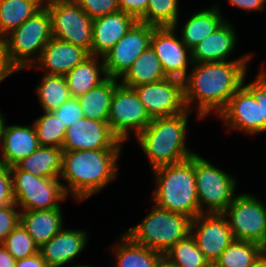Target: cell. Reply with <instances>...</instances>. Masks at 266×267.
Returning a JSON list of instances; mask_svg holds the SVG:
<instances>
[{
  "mask_svg": "<svg viewBox=\"0 0 266 267\" xmlns=\"http://www.w3.org/2000/svg\"><path fill=\"white\" fill-rule=\"evenodd\" d=\"M252 55L247 54L231 61L193 63L192 71L184 80L186 108L192 112L197 103L196 115L199 119L206 118L212 112L219 115L231 96L244 84Z\"/></svg>",
  "mask_w": 266,
  "mask_h": 267,
  "instance_id": "6da1fadb",
  "label": "cell"
},
{
  "mask_svg": "<svg viewBox=\"0 0 266 267\" xmlns=\"http://www.w3.org/2000/svg\"><path fill=\"white\" fill-rule=\"evenodd\" d=\"M122 149L76 150L62 153V183L65 193L81 202L116 180Z\"/></svg>",
  "mask_w": 266,
  "mask_h": 267,
  "instance_id": "7a4b0ae2",
  "label": "cell"
},
{
  "mask_svg": "<svg viewBox=\"0 0 266 267\" xmlns=\"http://www.w3.org/2000/svg\"><path fill=\"white\" fill-rule=\"evenodd\" d=\"M188 109L178 115L153 118L152 122L136 137L141 150L148 157L151 169L179 163L196 152L186 143Z\"/></svg>",
  "mask_w": 266,
  "mask_h": 267,
  "instance_id": "3957f363",
  "label": "cell"
},
{
  "mask_svg": "<svg viewBox=\"0 0 266 267\" xmlns=\"http://www.w3.org/2000/svg\"><path fill=\"white\" fill-rule=\"evenodd\" d=\"M155 176L151 198L157 207L186 215L192 220L201 214L195 179V154L179 163L152 170Z\"/></svg>",
  "mask_w": 266,
  "mask_h": 267,
  "instance_id": "277c9868",
  "label": "cell"
},
{
  "mask_svg": "<svg viewBox=\"0 0 266 267\" xmlns=\"http://www.w3.org/2000/svg\"><path fill=\"white\" fill-rule=\"evenodd\" d=\"M191 224L190 217L153 204L150 213L142 222L124 233L134 242L164 255L178 241L191 234Z\"/></svg>",
  "mask_w": 266,
  "mask_h": 267,
  "instance_id": "5b68a950",
  "label": "cell"
},
{
  "mask_svg": "<svg viewBox=\"0 0 266 267\" xmlns=\"http://www.w3.org/2000/svg\"><path fill=\"white\" fill-rule=\"evenodd\" d=\"M52 37L51 16L44 5L2 41L10 64L18 72L33 66Z\"/></svg>",
  "mask_w": 266,
  "mask_h": 267,
  "instance_id": "8992f818",
  "label": "cell"
},
{
  "mask_svg": "<svg viewBox=\"0 0 266 267\" xmlns=\"http://www.w3.org/2000/svg\"><path fill=\"white\" fill-rule=\"evenodd\" d=\"M15 204L20 211L61 208L68 198L60 178H43L10 167ZM21 208V209H20Z\"/></svg>",
  "mask_w": 266,
  "mask_h": 267,
  "instance_id": "52a82bcc",
  "label": "cell"
},
{
  "mask_svg": "<svg viewBox=\"0 0 266 267\" xmlns=\"http://www.w3.org/2000/svg\"><path fill=\"white\" fill-rule=\"evenodd\" d=\"M195 179L201 213H223L234 200L236 178L215 167L197 153Z\"/></svg>",
  "mask_w": 266,
  "mask_h": 267,
  "instance_id": "ba28073f",
  "label": "cell"
},
{
  "mask_svg": "<svg viewBox=\"0 0 266 267\" xmlns=\"http://www.w3.org/2000/svg\"><path fill=\"white\" fill-rule=\"evenodd\" d=\"M52 36L85 49L91 55L93 19L73 0H45Z\"/></svg>",
  "mask_w": 266,
  "mask_h": 267,
  "instance_id": "9c48e42d",
  "label": "cell"
},
{
  "mask_svg": "<svg viewBox=\"0 0 266 267\" xmlns=\"http://www.w3.org/2000/svg\"><path fill=\"white\" fill-rule=\"evenodd\" d=\"M236 240L252 241L266 248V205L249 193L237 194L223 212Z\"/></svg>",
  "mask_w": 266,
  "mask_h": 267,
  "instance_id": "30bf717a",
  "label": "cell"
},
{
  "mask_svg": "<svg viewBox=\"0 0 266 267\" xmlns=\"http://www.w3.org/2000/svg\"><path fill=\"white\" fill-rule=\"evenodd\" d=\"M151 122L152 118L136 91L119 83L115 87L108 114V124L112 132L125 142L131 133L137 136Z\"/></svg>",
  "mask_w": 266,
  "mask_h": 267,
  "instance_id": "8fae6325",
  "label": "cell"
},
{
  "mask_svg": "<svg viewBox=\"0 0 266 267\" xmlns=\"http://www.w3.org/2000/svg\"><path fill=\"white\" fill-rule=\"evenodd\" d=\"M228 130L256 135L264 133V119H261V102L255 96V78L245 83L231 96L226 108L218 115Z\"/></svg>",
  "mask_w": 266,
  "mask_h": 267,
  "instance_id": "7c38bea8",
  "label": "cell"
},
{
  "mask_svg": "<svg viewBox=\"0 0 266 267\" xmlns=\"http://www.w3.org/2000/svg\"><path fill=\"white\" fill-rule=\"evenodd\" d=\"M155 26L137 21L130 30L103 56L108 77L121 79L134 61L150 46Z\"/></svg>",
  "mask_w": 266,
  "mask_h": 267,
  "instance_id": "4fadbf2b",
  "label": "cell"
},
{
  "mask_svg": "<svg viewBox=\"0 0 266 267\" xmlns=\"http://www.w3.org/2000/svg\"><path fill=\"white\" fill-rule=\"evenodd\" d=\"M133 89L152 119L175 116L187 110L182 80L166 78Z\"/></svg>",
  "mask_w": 266,
  "mask_h": 267,
  "instance_id": "5bb4252c",
  "label": "cell"
},
{
  "mask_svg": "<svg viewBox=\"0 0 266 267\" xmlns=\"http://www.w3.org/2000/svg\"><path fill=\"white\" fill-rule=\"evenodd\" d=\"M177 30L178 28L173 27H155L150 45L160 60L166 76L184 81L193 63L191 50L177 37Z\"/></svg>",
  "mask_w": 266,
  "mask_h": 267,
  "instance_id": "9a60e30c",
  "label": "cell"
},
{
  "mask_svg": "<svg viewBox=\"0 0 266 267\" xmlns=\"http://www.w3.org/2000/svg\"><path fill=\"white\" fill-rule=\"evenodd\" d=\"M191 236L213 266L234 237L223 213H201L192 220Z\"/></svg>",
  "mask_w": 266,
  "mask_h": 267,
  "instance_id": "2e32d148",
  "label": "cell"
},
{
  "mask_svg": "<svg viewBox=\"0 0 266 267\" xmlns=\"http://www.w3.org/2000/svg\"><path fill=\"white\" fill-rule=\"evenodd\" d=\"M123 144L112 132L108 122L84 117L67 128L62 150L122 149Z\"/></svg>",
  "mask_w": 266,
  "mask_h": 267,
  "instance_id": "e0dca14e",
  "label": "cell"
},
{
  "mask_svg": "<svg viewBox=\"0 0 266 267\" xmlns=\"http://www.w3.org/2000/svg\"><path fill=\"white\" fill-rule=\"evenodd\" d=\"M90 54L83 48L52 37L40 57L27 69H42L48 75H66Z\"/></svg>",
  "mask_w": 266,
  "mask_h": 267,
  "instance_id": "ac0fdd59",
  "label": "cell"
},
{
  "mask_svg": "<svg viewBox=\"0 0 266 267\" xmlns=\"http://www.w3.org/2000/svg\"><path fill=\"white\" fill-rule=\"evenodd\" d=\"M86 230L62 228L47 243L39 248V253L48 267H61L74 262L88 242Z\"/></svg>",
  "mask_w": 266,
  "mask_h": 267,
  "instance_id": "d6986e66",
  "label": "cell"
},
{
  "mask_svg": "<svg viewBox=\"0 0 266 267\" xmlns=\"http://www.w3.org/2000/svg\"><path fill=\"white\" fill-rule=\"evenodd\" d=\"M137 21L121 10L93 19L91 55L103 57Z\"/></svg>",
  "mask_w": 266,
  "mask_h": 267,
  "instance_id": "ffe728a7",
  "label": "cell"
},
{
  "mask_svg": "<svg viewBox=\"0 0 266 267\" xmlns=\"http://www.w3.org/2000/svg\"><path fill=\"white\" fill-rule=\"evenodd\" d=\"M232 23L226 20L216 31L191 49L192 63L230 61L237 46V34Z\"/></svg>",
  "mask_w": 266,
  "mask_h": 267,
  "instance_id": "44dd1931",
  "label": "cell"
},
{
  "mask_svg": "<svg viewBox=\"0 0 266 267\" xmlns=\"http://www.w3.org/2000/svg\"><path fill=\"white\" fill-rule=\"evenodd\" d=\"M0 160L7 166H16L40 147L34 125H7L1 141Z\"/></svg>",
  "mask_w": 266,
  "mask_h": 267,
  "instance_id": "7402d4cb",
  "label": "cell"
},
{
  "mask_svg": "<svg viewBox=\"0 0 266 267\" xmlns=\"http://www.w3.org/2000/svg\"><path fill=\"white\" fill-rule=\"evenodd\" d=\"M61 211V208L20 211V224L39 248L64 227Z\"/></svg>",
  "mask_w": 266,
  "mask_h": 267,
  "instance_id": "603a6c76",
  "label": "cell"
},
{
  "mask_svg": "<svg viewBox=\"0 0 266 267\" xmlns=\"http://www.w3.org/2000/svg\"><path fill=\"white\" fill-rule=\"evenodd\" d=\"M227 19L222 16L219 6L216 4L207 9L198 10L184 22L180 39L191 50L205 37L214 33Z\"/></svg>",
  "mask_w": 266,
  "mask_h": 267,
  "instance_id": "cb8c5ba5",
  "label": "cell"
},
{
  "mask_svg": "<svg viewBox=\"0 0 266 267\" xmlns=\"http://www.w3.org/2000/svg\"><path fill=\"white\" fill-rule=\"evenodd\" d=\"M65 78L71 97L85 94L107 78L103 57L90 55L69 71Z\"/></svg>",
  "mask_w": 266,
  "mask_h": 267,
  "instance_id": "d4e9b609",
  "label": "cell"
},
{
  "mask_svg": "<svg viewBox=\"0 0 266 267\" xmlns=\"http://www.w3.org/2000/svg\"><path fill=\"white\" fill-rule=\"evenodd\" d=\"M119 83V79L107 76L102 83L77 97L85 118L108 122L111 99Z\"/></svg>",
  "mask_w": 266,
  "mask_h": 267,
  "instance_id": "484cf974",
  "label": "cell"
},
{
  "mask_svg": "<svg viewBox=\"0 0 266 267\" xmlns=\"http://www.w3.org/2000/svg\"><path fill=\"white\" fill-rule=\"evenodd\" d=\"M166 78L168 77L162 68L161 62L150 45L134 61L131 68L120 79V83L126 87L134 88Z\"/></svg>",
  "mask_w": 266,
  "mask_h": 267,
  "instance_id": "4316f807",
  "label": "cell"
},
{
  "mask_svg": "<svg viewBox=\"0 0 266 267\" xmlns=\"http://www.w3.org/2000/svg\"><path fill=\"white\" fill-rule=\"evenodd\" d=\"M62 148L40 146L16 166L43 178H60L62 171Z\"/></svg>",
  "mask_w": 266,
  "mask_h": 267,
  "instance_id": "83f0119b",
  "label": "cell"
},
{
  "mask_svg": "<svg viewBox=\"0 0 266 267\" xmlns=\"http://www.w3.org/2000/svg\"><path fill=\"white\" fill-rule=\"evenodd\" d=\"M120 244H113L115 267H156L161 253L134 242L127 234L119 236Z\"/></svg>",
  "mask_w": 266,
  "mask_h": 267,
  "instance_id": "f1b7e54d",
  "label": "cell"
},
{
  "mask_svg": "<svg viewBox=\"0 0 266 267\" xmlns=\"http://www.w3.org/2000/svg\"><path fill=\"white\" fill-rule=\"evenodd\" d=\"M45 0H0V40L39 11Z\"/></svg>",
  "mask_w": 266,
  "mask_h": 267,
  "instance_id": "f546056e",
  "label": "cell"
},
{
  "mask_svg": "<svg viewBox=\"0 0 266 267\" xmlns=\"http://www.w3.org/2000/svg\"><path fill=\"white\" fill-rule=\"evenodd\" d=\"M36 87L35 93L38 96L43 112H54L71 97L64 75H48L44 73Z\"/></svg>",
  "mask_w": 266,
  "mask_h": 267,
  "instance_id": "4dcf8cb0",
  "label": "cell"
},
{
  "mask_svg": "<svg viewBox=\"0 0 266 267\" xmlns=\"http://www.w3.org/2000/svg\"><path fill=\"white\" fill-rule=\"evenodd\" d=\"M265 250L258 243L234 239L212 267H250Z\"/></svg>",
  "mask_w": 266,
  "mask_h": 267,
  "instance_id": "1f68e13d",
  "label": "cell"
},
{
  "mask_svg": "<svg viewBox=\"0 0 266 267\" xmlns=\"http://www.w3.org/2000/svg\"><path fill=\"white\" fill-rule=\"evenodd\" d=\"M179 0H149L146 12L138 21L155 27L177 28Z\"/></svg>",
  "mask_w": 266,
  "mask_h": 267,
  "instance_id": "d6a6232c",
  "label": "cell"
},
{
  "mask_svg": "<svg viewBox=\"0 0 266 267\" xmlns=\"http://www.w3.org/2000/svg\"><path fill=\"white\" fill-rule=\"evenodd\" d=\"M164 256L179 267H212L191 234L173 245Z\"/></svg>",
  "mask_w": 266,
  "mask_h": 267,
  "instance_id": "836d02e7",
  "label": "cell"
},
{
  "mask_svg": "<svg viewBox=\"0 0 266 267\" xmlns=\"http://www.w3.org/2000/svg\"><path fill=\"white\" fill-rule=\"evenodd\" d=\"M32 123L40 146L62 148L67 128L54 112H44Z\"/></svg>",
  "mask_w": 266,
  "mask_h": 267,
  "instance_id": "e575fe53",
  "label": "cell"
},
{
  "mask_svg": "<svg viewBox=\"0 0 266 267\" xmlns=\"http://www.w3.org/2000/svg\"><path fill=\"white\" fill-rule=\"evenodd\" d=\"M1 244L16 260L39 253V247L20 223L5 237Z\"/></svg>",
  "mask_w": 266,
  "mask_h": 267,
  "instance_id": "d590c367",
  "label": "cell"
},
{
  "mask_svg": "<svg viewBox=\"0 0 266 267\" xmlns=\"http://www.w3.org/2000/svg\"><path fill=\"white\" fill-rule=\"evenodd\" d=\"M92 19L119 11L118 0H73Z\"/></svg>",
  "mask_w": 266,
  "mask_h": 267,
  "instance_id": "8d00e7d4",
  "label": "cell"
},
{
  "mask_svg": "<svg viewBox=\"0 0 266 267\" xmlns=\"http://www.w3.org/2000/svg\"><path fill=\"white\" fill-rule=\"evenodd\" d=\"M54 113L59 117L62 124H65L66 128L85 117L77 97H70Z\"/></svg>",
  "mask_w": 266,
  "mask_h": 267,
  "instance_id": "74e56055",
  "label": "cell"
},
{
  "mask_svg": "<svg viewBox=\"0 0 266 267\" xmlns=\"http://www.w3.org/2000/svg\"><path fill=\"white\" fill-rule=\"evenodd\" d=\"M18 206H0V243L20 223V210Z\"/></svg>",
  "mask_w": 266,
  "mask_h": 267,
  "instance_id": "f35d334b",
  "label": "cell"
},
{
  "mask_svg": "<svg viewBox=\"0 0 266 267\" xmlns=\"http://www.w3.org/2000/svg\"><path fill=\"white\" fill-rule=\"evenodd\" d=\"M10 167L0 160V206L14 205Z\"/></svg>",
  "mask_w": 266,
  "mask_h": 267,
  "instance_id": "ab89813d",
  "label": "cell"
},
{
  "mask_svg": "<svg viewBox=\"0 0 266 267\" xmlns=\"http://www.w3.org/2000/svg\"><path fill=\"white\" fill-rule=\"evenodd\" d=\"M261 69L255 78V96L261 102V119H264V132H266V71Z\"/></svg>",
  "mask_w": 266,
  "mask_h": 267,
  "instance_id": "60d3db41",
  "label": "cell"
},
{
  "mask_svg": "<svg viewBox=\"0 0 266 267\" xmlns=\"http://www.w3.org/2000/svg\"><path fill=\"white\" fill-rule=\"evenodd\" d=\"M149 0H118L119 9L137 20L146 12Z\"/></svg>",
  "mask_w": 266,
  "mask_h": 267,
  "instance_id": "b9f144b4",
  "label": "cell"
},
{
  "mask_svg": "<svg viewBox=\"0 0 266 267\" xmlns=\"http://www.w3.org/2000/svg\"><path fill=\"white\" fill-rule=\"evenodd\" d=\"M230 5L238 7L244 11H261L265 9L266 0H227Z\"/></svg>",
  "mask_w": 266,
  "mask_h": 267,
  "instance_id": "7bdbcfd3",
  "label": "cell"
},
{
  "mask_svg": "<svg viewBox=\"0 0 266 267\" xmlns=\"http://www.w3.org/2000/svg\"><path fill=\"white\" fill-rule=\"evenodd\" d=\"M16 267H48L40 253L19 259L16 262Z\"/></svg>",
  "mask_w": 266,
  "mask_h": 267,
  "instance_id": "ee69618b",
  "label": "cell"
},
{
  "mask_svg": "<svg viewBox=\"0 0 266 267\" xmlns=\"http://www.w3.org/2000/svg\"><path fill=\"white\" fill-rule=\"evenodd\" d=\"M17 260L0 243V267H16Z\"/></svg>",
  "mask_w": 266,
  "mask_h": 267,
  "instance_id": "f6af8a7d",
  "label": "cell"
},
{
  "mask_svg": "<svg viewBox=\"0 0 266 267\" xmlns=\"http://www.w3.org/2000/svg\"><path fill=\"white\" fill-rule=\"evenodd\" d=\"M156 267H179L171 262L166 256L162 255L158 260Z\"/></svg>",
  "mask_w": 266,
  "mask_h": 267,
  "instance_id": "bcb514c9",
  "label": "cell"
},
{
  "mask_svg": "<svg viewBox=\"0 0 266 267\" xmlns=\"http://www.w3.org/2000/svg\"><path fill=\"white\" fill-rule=\"evenodd\" d=\"M250 267H266V250L258 257V259Z\"/></svg>",
  "mask_w": 266,
  "mask_h": 267,
  "instance_id": "7dc6e473",
  "label": "cell"
},
{
  "mask_svg": "<svg viewBox=\"0 0 266 267\" xmlns=\"http://www.w3.org/2000/svg\"><path fill=\"white\" fill-rule=\"evenodd\" d=\"M5 117L3 116V113L0 111V145H1V141H2V136H3V132L6 126V121H5Z\"/></svg>",
  "mask_w": 266,
  "mask_h": 267,
  "instance_id": "c3c4849f",
  "label": "cell"
},
{
  "mask_svg": "<svg viewBox=\"0 0 266 267\" xmlns=\"http://www.w3.org/2000/svg\"><path fill=\"white\" fill-rule=\"evenodd\" d=\"M71 267H92V266H90V265H82V264L80 265V264H79V265H75V266H71ZM93 267H94V266H93Z\"/></svg>",
  "mask_w": 266,
  "mask_h": 267,
  "instance_id": "681fc988",
  "label": "cell"
}]
</instances>
